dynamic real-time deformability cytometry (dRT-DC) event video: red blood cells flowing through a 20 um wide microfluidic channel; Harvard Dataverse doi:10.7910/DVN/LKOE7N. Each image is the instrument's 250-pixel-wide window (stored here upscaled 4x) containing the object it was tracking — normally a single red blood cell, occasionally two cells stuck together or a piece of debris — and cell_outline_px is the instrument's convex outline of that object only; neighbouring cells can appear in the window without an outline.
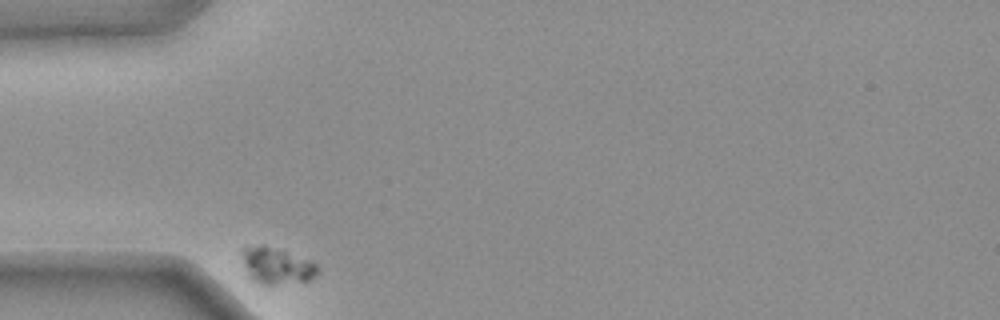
{"species": "common noctule bat (a hibernating species)", "species_latin": "Nyctalus noctula", "temperature_condition": "warm", "stored_images_in_passage": 35, "camera_frame_rate_fps": 3000, "um_per_image_px": 0.085, "animal": {"sex": "female", "body_mass_g": 25.1}, "frame": {"image": 1, "passage_image": 1, "time_ms": 0.0, "image_size_px": [1000, 320], "cell_outline_px": [[320, 272], [316, 276], [308, 280], [272, 284], [252, 284], [248, 280], [240, 252], [240, 248], [260, 244], [264, 244], [308, 260], [316, 264], [320, 268]], "centroid_in_image_um": [23.42, 22.59], "position_along_channel_um": 61.6, "area_um2": 16.36}}
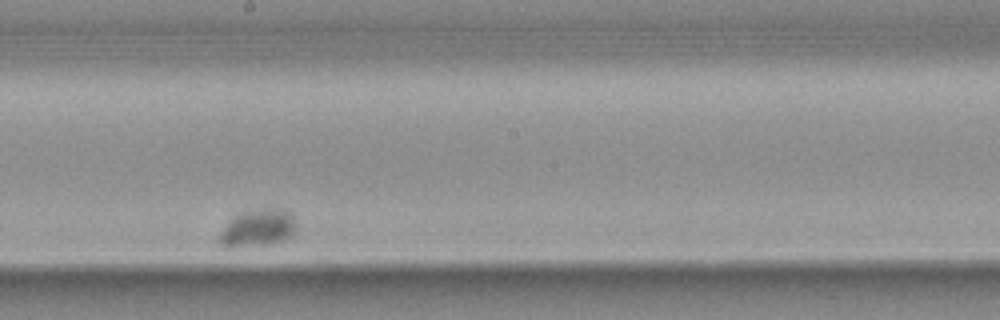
{"frame": {"image": 2, "passage_image": 20, "time_ms": 6.333, "image_size_px": [1000, 320], "cell_outline_px": [[296, 228], [292, 236], [272, 244], [220, 244], [216, 240], [220, 232], [236, 216], [244, 212], [264, 208], [284, 208], [292, 216]], "centroid_in_image_um": [21.98, 19.34], "position_along_channel_um": 226.2, "area_um2": 15.9}}
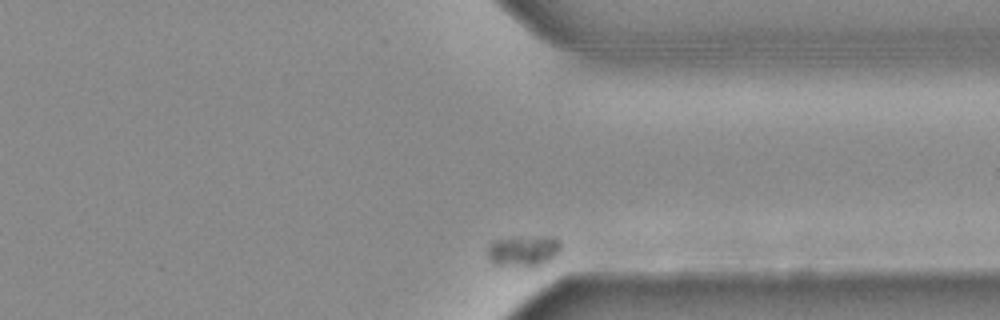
{"frame": {"image": 3, "passage_image": 35, "time_ms": 11.333, "image_size_px": [1000, 320], "cell_outline_px": [[560, 248], [540, 268], [532, 272], [528, 272], [492, 264], [488, 260], [488, 240], [516, 236], [556, 236], [560, 240]], "centroid_in_image_um": [44.43, 21.4], "position_along_channel_um": 367.0, "area_um2": 14.8}}